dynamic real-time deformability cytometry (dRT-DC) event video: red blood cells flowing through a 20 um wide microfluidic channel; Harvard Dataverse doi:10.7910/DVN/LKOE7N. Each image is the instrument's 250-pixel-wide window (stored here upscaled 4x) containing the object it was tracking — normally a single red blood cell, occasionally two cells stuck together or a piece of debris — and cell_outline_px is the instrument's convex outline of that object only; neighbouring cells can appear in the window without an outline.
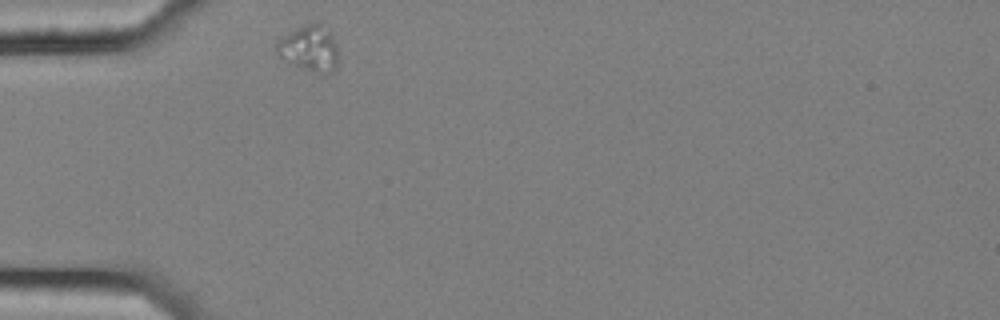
{"species": "common noctule bat (a hibernating species)", "species_latin": "Nyctalus noctula", "temperature_condition": "cold", "stored_images_in_passage": 33, "camera_frame_rate_fps": 3000, "um_per_image_px": 0.085, "animal": {"sex": "female", "body_mass_g": 25.1}, "frame": {"image": 1, "passage_image": 1, "time_ms": 0.0, "image_size_px": [1000, 320], "cell_outline_px": [[336, 68], [332, 72], [324, 76], [288, 64], [276, 52], [276, 44], [284, 36], [296, 28], [308, 24], [320, 24], [332, 36], [336, 48]], "centroid_in_image_um": [26.28, 4.19], "position_along_channel_um": 58.7, "area_um2": 16.3}}